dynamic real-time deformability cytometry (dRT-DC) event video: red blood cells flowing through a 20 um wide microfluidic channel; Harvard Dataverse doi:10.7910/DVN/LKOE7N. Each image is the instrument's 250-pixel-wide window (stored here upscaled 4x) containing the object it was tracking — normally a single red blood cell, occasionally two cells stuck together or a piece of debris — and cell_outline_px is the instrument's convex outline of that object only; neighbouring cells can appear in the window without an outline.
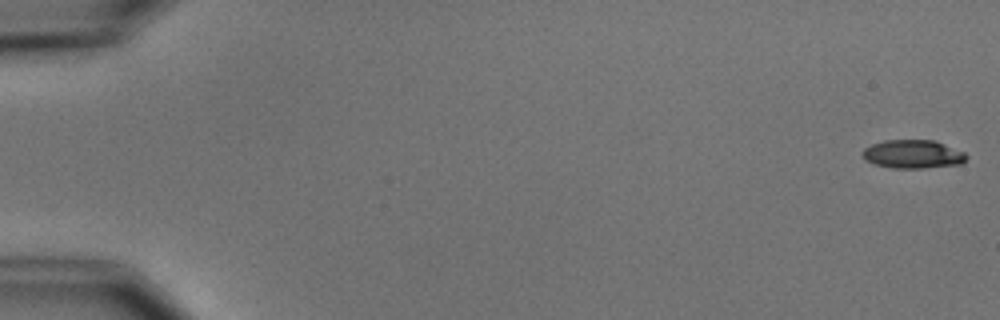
{"species": "common noctule bat (a hibernating species)", "species_latin": "Nyctalus noctula", "temperature_condition": "cold", "stored_images_in_passage": 4, "camera_frame_rate_fps": 3000, "um_per_image_px": 0.085, "animal": {"sex": "male", "body_mass_g": 15.6}, "frame": {"image": 1, "passage_image": 1, "time_ms": 0.0, "image_size_px": [1000, 320], "cell_outline_px": [[968, 156], [960, 164], [924, 168], [892, 168], [876, 164], [864, 160], [860, 152], [864, 148], [872, 144], [884, 140], [936, 140], [964, 152]], "centroid_in_image_um": [77.57, 13.1], "position_along_channel_um": 7.4, "area_um2": 17.34}}